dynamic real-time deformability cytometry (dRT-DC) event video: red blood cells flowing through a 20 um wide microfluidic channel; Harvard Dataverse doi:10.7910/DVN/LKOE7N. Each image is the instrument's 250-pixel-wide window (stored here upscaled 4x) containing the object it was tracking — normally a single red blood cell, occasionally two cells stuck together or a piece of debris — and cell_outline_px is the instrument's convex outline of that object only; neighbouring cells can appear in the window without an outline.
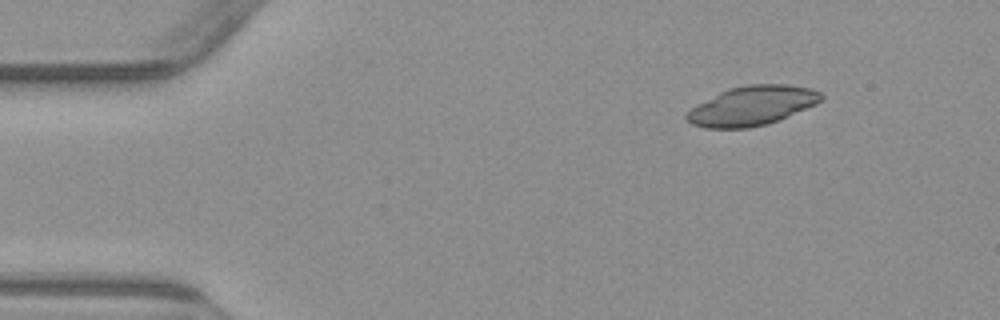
{"species": "common noctule bat (a hibernating species)", "species_latin": "Nyctalus noctula", "temperature_condition": "warm", "stored_images_in_passage": 4, "segment_of_instrument_passage": [2, 2], "camera_frame_rate_fps": 3000, "um_per_image_px": 0.085, "animal": {"sex": "male", "body_mass_g": 23.1, "forearm_length_mm": 52.7}, "frame": {"image": 1, "passage_image": 4, "time_ms": 4.333, "image_size_px": [1000, 320], "cell_outline_px": [[824, 100], [816, 104], [768, 124], [748, 128], [704, 128], [692, 124], [684, 116], [696, 104], [728, 88], [748, 84], [788, 84], [812, 88], [820, 92], [824, 96]], "centroid_in_image_um": [63.94, 8.98], "position_along_channel_um": 21.1, "area_um2": 30.92}}